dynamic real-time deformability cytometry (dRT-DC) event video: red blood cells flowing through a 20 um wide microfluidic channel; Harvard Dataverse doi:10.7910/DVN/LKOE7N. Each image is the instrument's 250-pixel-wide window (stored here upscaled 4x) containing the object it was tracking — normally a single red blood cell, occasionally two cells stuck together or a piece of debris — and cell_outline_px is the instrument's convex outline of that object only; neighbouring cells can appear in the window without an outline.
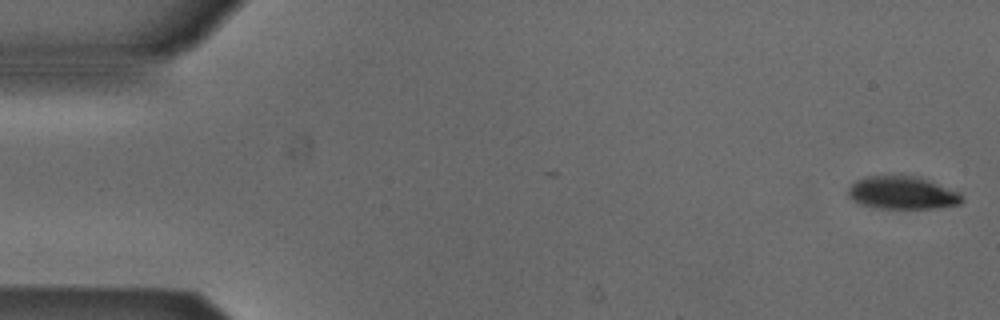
{"species": "Egyptian fruit bat (a non-hibernating species)", "species_latin": "Rousettus aegyptiacus", "temperature_condition": "cold", "stored_images_in_passage": 7, "camera_frame_rate_fps": 3000, "um_per_image_px": 0.085, "animal": {"sex": "male"}, "frame": {"image": 1, "passage_image": 1, "time_ms": 0.0, "image_size_px": [1000, 320], "cell_outline_px": [[964, 200], [960, 204], [932, 208], [880, 208], [864, 204], [852, 200], [848, 196], [848, 188], [856, 180], [864, 176], [920, 176], [960, 192]], "centroid_in_image_um": [76.72, 16.37], "position_along_channel_um": 8.3, "area_um2": 21.73}}